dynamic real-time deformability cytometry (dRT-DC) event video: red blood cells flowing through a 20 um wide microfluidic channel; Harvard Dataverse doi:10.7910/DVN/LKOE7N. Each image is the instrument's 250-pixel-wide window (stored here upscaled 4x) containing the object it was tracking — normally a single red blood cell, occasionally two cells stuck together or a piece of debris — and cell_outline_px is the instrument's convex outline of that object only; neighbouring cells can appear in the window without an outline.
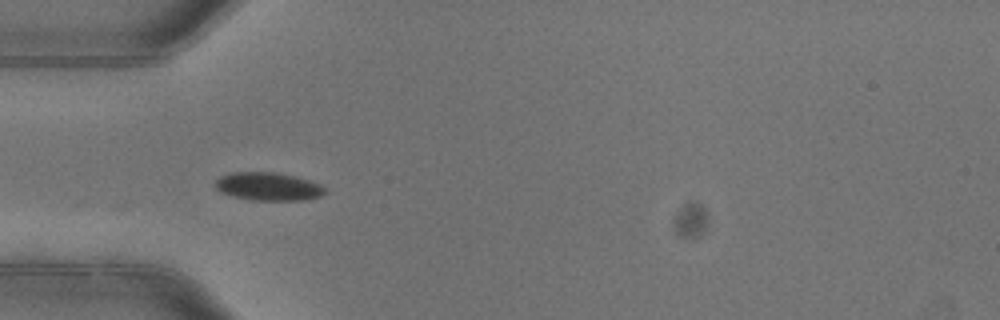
{"species": "common noctule bat (a hibernating species)", "species_latin": "Nyctalus noctula", "temperature_condition": "warm", "stored_images_in_passage": 5, "camera_frame_rate_fps": 3000, "um_per_image_px": 0.085, "animal": {"sex": "female"}, "frame": {"image": 1, "passage_image": 3, "time_ms": 0.667, "image_size_px": [1000, 320], "cell_outline_px": [[328, 192], [320, 196], [304, 200], [252, 200], [232, 196], [220, 192], [216, 188], [216, 180], [220, 176], [232, 172], [272, 172], [292, 176], [308, 180], [320, 184]], "centroid_in_image_um": [22.79, 15.86], "position_along_channel_um": 62.2, "area_um2": 17.86}}